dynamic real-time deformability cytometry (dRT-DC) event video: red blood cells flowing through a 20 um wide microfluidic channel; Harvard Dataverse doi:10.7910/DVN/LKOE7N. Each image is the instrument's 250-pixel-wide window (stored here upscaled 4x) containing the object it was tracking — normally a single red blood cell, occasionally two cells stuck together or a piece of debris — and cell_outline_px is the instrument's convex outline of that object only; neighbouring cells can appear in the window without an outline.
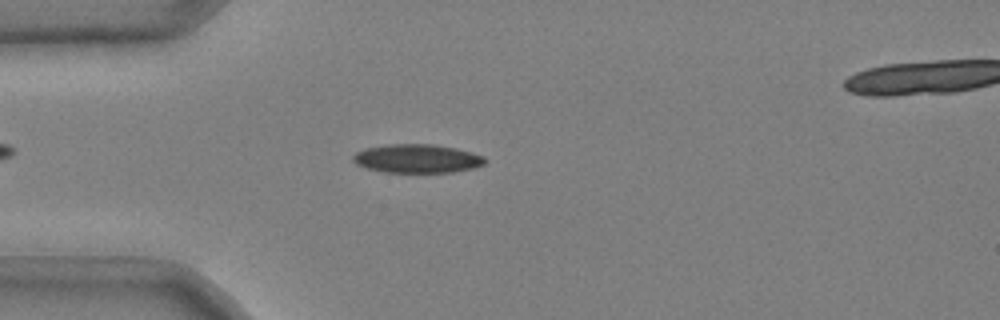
{"species": "common noctule bat (a hibernating species)", "species_latin": "Nyctalus noctula", "temperature_condition": "cold", "stored_images_in_passage": 46, "camera_frame_rate_fps": 3000, "um_per_image_px": 0.085, "animal": {"sex": "male", "body_mass_g": 20.4}, "frame": {"image": 1, "passage_image": 9, "time_ms": 2.667, "image_size_px": [1000, 320], "cell_outline_px": [[488, 160], [484, 164], [472, 168], [452, 172], [384, 172], [368, 168], [356, 164], [352, 160], [352, 156], [356, 152], [368, 148], [388, 144], [436, 144], [456, 148], [472, 152], [484, 156]], "centroid_in_image_um": [35.48, 13.47], "position_along_channel_um": 49.5, "area_um2": 22.02}}
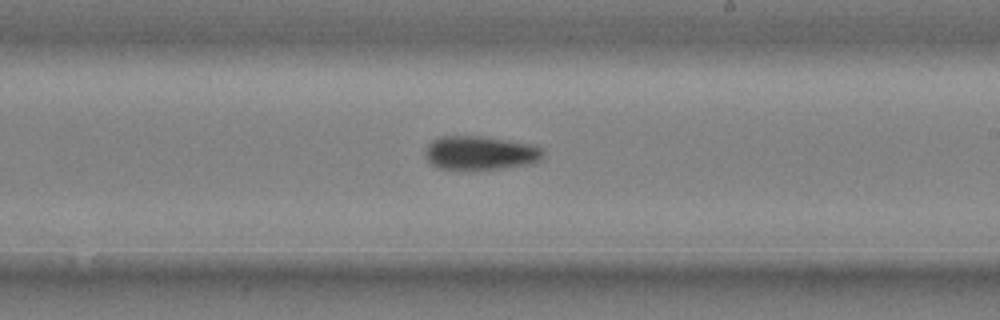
{"frame": {"image": 2, "passage_image": 26, "time_ms": 8.333, "image_size_px": [1000, 320], "cell_outline_px": [[544, 152], [540, 160], [532, 164], [476, 172], [464, 172], [436, 168], [424, 156], [424, 152], [428, 144], [432, 140], [440, 136], [484, 136], [532, 144], [540, 148]], "centroid_in_image_um": [40.78, 13.05], "position_along_channel_um": 248.2, "area_um2": 24.28}}
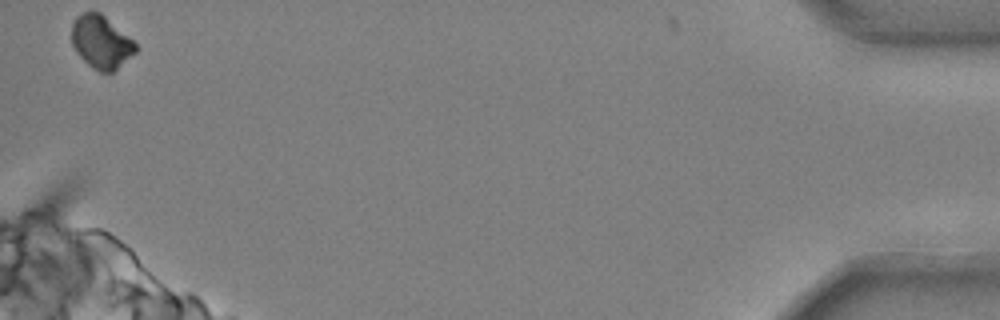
{"frame": {"image": 3, "passage_image": 46, "time_ms": 15.0, "image_size_px": [1000, 320], "cell_outline_px": [[136, 52], [112, 72], [100, 72], [92, 68], [76, 52], [72, 44], [72, 24], [84, 12], [100, 12], [132, 40], [136, 44]], "centroid_in_image_um": [8.59, 3.59], "position_along_channel_um": 426.6, "area_um2": 19.19}, "authors_computed_cell_mechanics": {"area_um2": 22.0796, "velocity_mm_per_s": 3.6929, "shape_relaxation_time_tau1_ms": 4.4264, "shape_relaxation_time_tau2_ms": null, "deformation_change_tau1": 0.1249, "deformation_change_tau2": null}}